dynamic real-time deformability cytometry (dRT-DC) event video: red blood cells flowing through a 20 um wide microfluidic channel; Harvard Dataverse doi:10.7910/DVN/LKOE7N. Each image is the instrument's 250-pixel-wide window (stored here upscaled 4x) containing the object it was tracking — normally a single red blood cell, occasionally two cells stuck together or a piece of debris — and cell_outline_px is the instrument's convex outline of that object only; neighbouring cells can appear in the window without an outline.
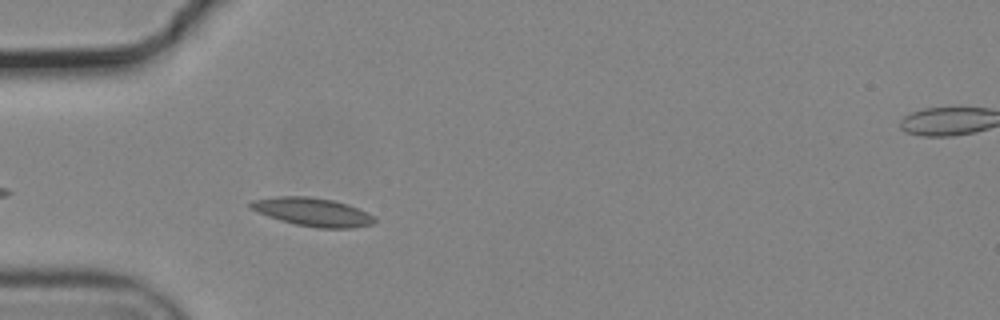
{"species": "common noctule bat (a hibernating species)", "species_latin": "Nyctalus noctula", "temperature_condition": "cold", "stored_images_in_passage": 23, "camera_frame_rate_fps": 3000, "um_per_image_px": 0.085, "animal": {"sex": "male", "body_mass_g": 19.2, "forearm_length_mm": 51.8}, "frame": {"image": 1, "passage_image": 5, "time_ms": 1.333, "image_size_px": [1000, 320], "cell_outline_px": [[376, 220], [372, 224], [352, 228], [316, 228], [296, 224], [280, 220], [268, 216], [252, 208], [248, 204], [252, 200], [276, 196], [308, 196], [332, 200], [348, 204], [368, 212]], "centroid_in_image_um": [26.59, 18.01], "position_along_channel_um": 58.4, "area_um2": 20.35}}
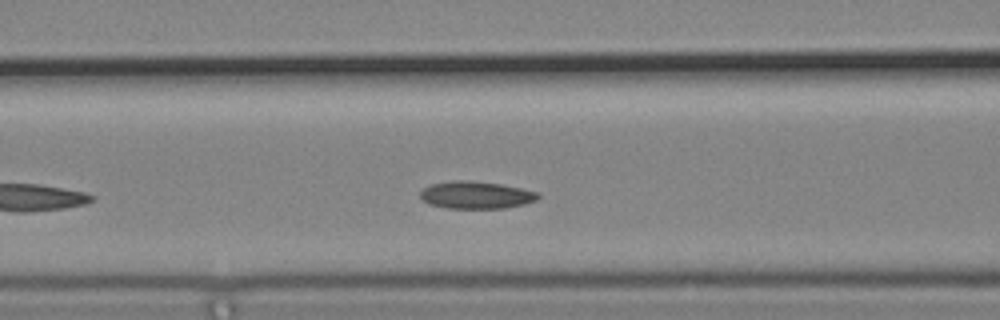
{"frame": {"image": 2, "passage_image": 11, "time_ms": 3.333, "image_size_px": [1000, 320], "cell_outline_px": [[540, 196], [536, 200], [524, 204], [504, 208], [448, 208], [428, 204], [420, 196], [420, 192], [424, 188], [432, 184], [452, 180], [468, 180], [500, 184], [540, 192]], "centroid_in_image_um": [40.47, 16.57], "position_along_channel_um": 126.1, "area_um2": 18.73}}
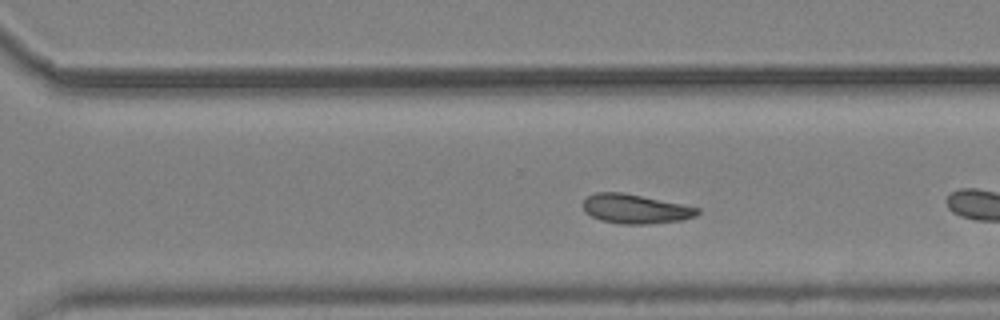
{"frame": {"image": 3, "passage_image": 21, "time_ms": 6.667, "image_size_px": [1000, 320], "cell_outline_px": [[700, 212], [696, 216], [680, 220], [648, 224], [620, 224], [600, 220], [584, 212], [584, 200], [592, 192], [620, 192], [700, 208]], "centroid_in_image_um": [53.97, 17.76], "position_along_channel_um": 316.6, "area_um2": 19.31}}